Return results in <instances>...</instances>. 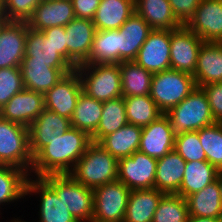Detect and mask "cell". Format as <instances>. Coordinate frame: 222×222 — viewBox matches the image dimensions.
Instances as JSON below:
<instances>
[{
	"label": "cell",
	"instance_id": "cell-24",
	"mask_svg": "<svg viewBox=\"0 0 222 222\" xmlns=\"http://www.w3.org/2000/svg\"><path fill=\"white\" fill-rule=\"evenodd\" d=\"M22 61L45 62L46 66L57 69H75L46 39L42 31L27 25L25 56Z\"/></svg>",
	"mask_w": 222,
	"mask_h": 222
},
{
	"label": "cell",
	"instance_id": "cell-35",
	"mask_svg": "<svg viewBox=\"0 0 222 222\" xmlns=\"http://www.w3.org/2000/svg\"><path fill=\"white\" fill-rule=\"evenodd\" d=\"M30 175L23 169L0 165V206L10 204L26 195V184Z\"/></svg>",
	"mask_w": 222,
	"mask_h": 222
},
{
	"label": "cell",
	"instance_id": "cell-26",
	"mask_svg": "<svg viewBox=\"0 0 222 222\" xmlns=\"http://www.w3.org/2000/svg\"><path fill=\"white\" fill-rule=\"evenodd\" d=\"M135 13L141 16L152 30H173L182 24L173 15L168 0H134Z\"/></svg>",
	"mask_w": 222,
	"mask_h": 222
},
{
	"label": "cell",
	"instance_id": "cell-40",
	"mask_svg": "<svg viewBox=\"0 0 222 222\" xmlns=\"http://www.w3.org/2000/svg\"><path fill=\"white\" fill-rule=\"evenodd\" d=\"M174 150L186 161H206L198 131L175 134Z\"/></svg>",
	"mask_w": 222,
	"mask_h": 222
},
{
	"label": "cell",
	"instance_id": "cell-45",
	"mask_svg": "<svg viewBox=\"0 0 222 222\" xmlns=\"http://www.w3.org/2000/svg\"><path fill=\"white\" fill-rule=\"evenodd\" d=\"M48 42L66 59L65 27H50L42 31Z\"/></svg>",
	"mask_w": 222,
	"mask_h": 222
},
{
	"label": "cell",
	"instance_id": "cell-43",
	"mask_svg": "<svg viewBox=\"0 0 222 222\" xmlns=\"http://www.w3.org/2000/svg\"><path fill=\"white\" fill-rule=\"evenodd\" d=\"M208 100L212 116L216 122H222V82L202 86Z\"/></svg>",
	"mask_w": 222,
	"mask_h": 222
},
{
	"label": "cell",
	"instance_id": "cell-6",
	"mask_svg": "<svg viewBox=\"0 0 222 222\" xmlns=\"http://www.w3.org/2000/svg\"><path fill=\"white\" fill-rule=\"evenodd\" d=\"M195 87L192 74L168 69L153 74L149 96L165 114L184 100Z\"/></svg>",
	"mask_w": 222,
	"mask_h": 222
},
{
	"label": "cell",
	"instance_id": "cell-18",
	"mask_svg": "<svg viewBox=\"0 0 222 222\" xmlns=\"http://www.w3.org/2000/svg\"><path fill=\"white\" fill-rule=\"evenodd\" d=\"M175 132L169 118L163 114L148 126L142 127L138 151L155 159L174 150Z\"/></svg>",
	"mask_w": 222,
	"mask_h": 222
},
{
	"label": "cell",
	"instance_id": "cell-20",
	"mask_svg": "<svg viewBox=\"0 0 222 222\" xmlns=\"http://www.w3.org/2000/svg\"><path fill=\"white\" fill-rule=\"evenodd\" d=\"M76 18L71 0L41 1L27 20L29 28L43 31L50 27L66 26Z\"/></svg>",
	"mask_w": 222,
	"mask_h": 222
},
{
	"label": "cell",
	"instance_id": "cell-31",
	"mask_svg": "<svg viewBox=\"0 0 222 222\" xmlns=\"http://www.w3.org/2000/svg\"><path fill=\"white\" fill-rule=\"evenodd\" d=\"M119 64V30H97L87 60L80 65Z\"/></svg>",
	"mask_w": 222,
	"mask_h": 222
},
{
	"label": "cell",
	"instance_id": "cell-34",
	"mask_svg": "<svg viewBox=\"0 0 222 222\" xmlns=\"http://www.w3.org/2000/svg\"><path fill=\"white\" fill-rule=\"evenodd\" d=\"M119 66L123 97L150 94L152 73L135 61H123Z\"/></svg>",
	"mask_w": 222,
	"mask_h": 222
},
{
	"label": "cell",
	"instance_id": "cell-16",
	"mask_svg": "<svg viewBox=\"0 0 222 222\" xmlns=\"http://www.w3.org/2000/svg\"><path fill=\"white\" fill-rule=\"evenodd\" d=\"M28 177L26 195L40 197L39 222H78L68 211V206L59 200L56 192L41 178Z\"/></svg>",
	"mask_w": 222,
	"mask_h": 222
},
{
	"label": "cell",
	"instance_id": "cell-46",
	"mask_svg": "<svg viewBox=\"0 0 222 222\" xmlns=\"http://www.w3.org/2000/svg\"><path fill=\"white\" fill-rule=\"evenodd\" d=\"M76 18L92 20L101 0H71Z\"/></svg>",
	"mask_w": 222,
	"mask_h": 222
},
{
	"label": "cell",
	"instance_id": "cell-42",
	"mask_svg": "<svg viewBox=\"0 0 222 222\" xmlns=\"http://www.w3.org/2000/svg\"><path fill=\"white\" fill-rule=\"evenodd\" d=\"M41 1L42 0H2L3 14L8 21L27 22Z\"/></svg>",
	"mask_w": 222,
	"mask_h": 222
},
{
	"label": "cell",
	"instance_id": "cell-51",
	"mask_svg": "<svg viewBox=\"0 0 222 222\" xmlns=\"http://www.w3.org/2000/svg\"><path fill=\"white\" fill-rule=\"evenodd\" d=\"M12 222H26V221H22V220H20L19 218H17V219H13V220H11Z\"/></svg>",
	"mask_w": 222,
	"mask_h": 222
},
{
	"label": "cell",
	"instance_id": "cell-36",
	"mask_svg": "<svg viewBox=\"0 0 222 222\" xmlns=\"http://www.w3.org/2000/svg\"><path fill=\"white\" fill-rule=\"evenodd\" d=\"M123 99L130 124L145 127L164 114L149 95L125 96Z\"/></svg>",
	"mask_w": 222,
	"mask_h": 222
},
{
	"label": "cell",
	"instance_id": "cell-30",
	"mask_svg": "<svg viewBox=\"0 0 222 222\" xmlns=\"http://www.w3.org/2000/svg\"><path fill=\"white\" fill-rule=\"evenodd\" d=\"M186 200L189 216L222 219V199L217 179Z\"/></svg>",
	"mask_w": 222,
	"mask_h": 222
},
{
	"label": "cell",
	"instance_id": "cell-22",
	"mask_svg": "<svg viewBox=\"0 0 222 222\" xmlns=\"http://www.w3.org/2000/svg\"><path fill=\"white\" fill-rule=\"evenodd\" d=\"M25 89L45 94L74 69H57L45 62L22 61L20 65Z\"/></svg>",
	"mask_w": 222,
	"mask_h": 222
},
{
	"label": "cell",
	"instance_id": "cell-8",
	"mask_svg": "<svg viewBox=\"0 0 222 222\" xmlns=\"http://www.w3.org/2000/svg\"><path fill=\"white\" fill-rule=\"evenodd\" d=\"M130 189L116 180L93 189L92 220L100 222H123Z\"/></svg>",
	"mask_w": 222,
	"mask_h": 222
},
{
	"label": "cell",
	"instance_id": "cell-14",
	"mask_svg": "<svg viewBox=\"0 0 222 222\" xmlns=\"http://www.w3.org/2000/svg\"><path fill=\"white\" fill-rule=\"evenodd\" d=\"M185 25L204 42H222V0H201Z\"/></svg>",
	"mask_w": 222,
	"mask_h": 222
},
{
	"label": "cell",
	"instance_id": "cell-23",
	"mask_svg": "<svg viewBox=\"0 0 222 222\" xmlns=\"http://www.w3.org/2000/svg\"><path fill=\"white\" fill-rule=\"evenodd\" d=\"M197 87L222 82V42H204L193 74Z\"/></svg>",
	"mask_w": 222,
	"mask_h": 222
},
{
	"label": "cell",
	"instance_id": "cell-29",
	"mask_svg": "<svg viewBox=\"0 0 222 222\" xmlns=\"http://www.w3.org/2000/svg\"><path fill=\"white\" fill-rule=\"evenodd\" d=\"M164 195L155 188L131 190L123 222H152Z\"/></svg>",
	"mask_w": 222,
	"mask_h": 222
},
{
	"label": "cell",
	"instance_id": "cell-37",
	"mask_svg": "<svg viewBox=\"0 0 222 222\" xmlns=\"http://www.w3.org/2000/svg\"><path fill=\"white\" fill-rule=\"evenodd\" d=\"M126 107L123 97L103 102L102 116L95 133L91 136L94 143H98L106 135L116 132L126 125Z\"/></svg>",
	"mask_w": 222,
	"mask_h": 222
},
{
	"label": "cell",
	"instance_id": "cell-28",
	"mask_svg": "<svg viewBox=\"0 0 222 222\" xmlns=\"http://www.w3.org/2000/svg\"><path fill=\"white\" fill-rule=\"evenodd\" d=\"M141 134L142 127L127 123L116 132L103 137L98 144L120 160L138 151Z\"/></svg>",
	"mask_w": 222,
	"mask_h": 222
},
{
	"label": "cell",
	"instance_id": "cell-44",
	"mask_svg": "<svg viewBox=\"0 0 222 222\" xmlns=\"http://www.w3.org/2000/svg\"><path fill=\"white\" fill-rule=\"evenodd\" d=\"M173 11V15L185 25L193 16L201 0H168Z\"/></svg>",
	"mask_w": 222,
	"mask_h": 222
},
{
	"label": "cell",
	"instance_id": "cell-13",
	"mask_svg": "<svg viewBox=\"0 0 222 222\" xmlns=\"http://www.w3.org/2000/svg\"><path fill=\"white\" fill-rule=\"evenodd\" d=\"M44 109V94L24 88L0 108V117L28 128Z\"/></svg>",
	"mask_w": 222,
	"mask_h": 222
},
{
	"label": "cell",
	"instance_id": "cell-39",
	"mask_svg": "<svg viewBox=\"0 0 222 222\" xmlns=\"http://www.w3.org/2000/svg\"><path fill=\"white\" fill-rule=\"evenodd\" d=\"M198 137L206 155V161L222 171V122L198 130Z\"/></svg>",
	"mask_w": 222,
	"mask_h": 222
},
{
	"label": "cell",
	"instance_id": "cell-38",
	"mask_svg": "<svg viewBox=\"0 0 222 222\" xmlns=\"http://www.w3.org/2000/svg\"><path fill=\"white\" fill-rule=\"evenodd\" d=\"M187 200L176 194H165L158 203L152 222H188Z\"/></svg>",
	"mask_w": 222,
	"mask_h": 222
},
{
	"label": "cell",
	"instance_id": "cell-49",
	"mask_svg": "<svg viewBox=\"0 0 222 222\" xmlns=\"http://www.w3.org/2000/svg\"><path fill=\"white\" fill-rule=\"evenodd\" d=\"M0 19H7L6 16L3 14L2 0H0Z\"/></svg>",
	"mask_w": 222,
	"mask_h": 222
},
{
	"label": "cell",
	"instance_id": "cell-27",
	"mask_svg": "<svg viewBox=\"0 0 222 222\" xmlns=\"http://www.w3.org/2000/svg\"><path fill=\"white\" fill-rule=\"evenodd\" d=\"M134 12V0H101L92 22L96 30H115Z\"/></svg>",
	"mask_w": 222,
	"mask_h": 222
},
{
	"label": "cell",
	"instance_id": "cell-3",
	"mask_svg": "<svg viewBox=\"0 0 222 222\" xmlns=\"http://www.w3.org/2000/svg\"><path fill=\"white\" fill-rule=\"evenodd\" d=\"M165 115L169 118L175 134L198 131L216 123L205 91L202 87L197 86L177 106L168 110Z\"/></svg>",
	"mask_w": 222,
	"mask_h": 222
},
{
	"label": "cell",
	"instance_id": "cell-5",
	"mask_svg": "<svg viewBox=\"0 0 222 222\" xmlns=\"http://www.w3.org/2000/svg\"><path fill=\"white\" fill-rule=\"evenodd\" d=\"M68 206L78 222H89L93 216V189L75 181L69 174H49L41 177Z\"/></svg>",
	"mask_w": 222,
	"mask_h": 222
},
{
	"label": "cell",
	"instance_id": "cell-41",
	"mask_svg": "<svg viewBox=\"0 0 222 222\" xmlns=\"http://www.w3.org/2000/svg\"><path fill=\"white\" fill-rule=\"evenodd\" d=\"M24 83L20 67L0 69V108H2L12 96L24 89Z\"/></svg>",
	"mask_w": 222,
	"mask_h": 222
},
{
	"label": "cell",
	"instance_id": "cell-15",
	"mask_svg": "<svg viewBox=\"0 0 222 222\" xmlns=\"http://www.w3.org/2000/svg\"><path fill=\"white\" fill-rule=\"evenodd\" d=\"M96 31L90 19L74 18L65 26L66 60L74 68L87 60Z\"/></svg>",
	"mask_w": 222,
	"mask_h": 222
},
{
	"label": "cell",
	"instance_id": "cell-7",
	"mask_svg": "<svg viewBox=\"0 0 222 222\" xmlns=\"http://www.w3.org/2000/svg\"><path fill=\"white\" fill-rule=\"evenodd\" d=\"M32 164L28 128L0 117V165L21 168L30 175Z\"/></svg>",
	"mask_w": 222,
	"mask_h": 222
},
{
	"label": "cell",
	"instance_id": "cell-10",
	"mask_svg": "<svg viewBox=\"0 0 222 222\" xmlns=\"http://www.w3.org/2000/svg\"><path fill=\"white\" fill-rule=\"evenodd\" d=\"M204 41L186 25L171 30V69L194 74L198 53Z\"/></svg>",
	"mask_w": 222,
	"mask_h": 222
},
{
	"label": "cell",
	"instance_id": "cell-21",
	"mask_svg": "<svg viewBox=\"0 0 222 222\" xmlns=\"http://www.w3.org/2000/svg\"><path fill=\"white\" fill-rule=\"evenodd\" d=\"M118 30L119 64L123 61H134L152 29L134 12Z\"/></svg>",
	"mask_w": 222,
	"mask_h": 222
},
{
	"label": "cell",
	"instance_id": "cell-17",
	"mask_svg": "<svg viewBox=\"0 0 222 222\" xmlns=\"http://www.w3.org/2000/svg\"><path fill=\"white\" fill-rule=\"evenodd\" d=\"M71 128L70 119L44 109L28 127L29 146L33 158L57 136Z\"/></svg>",
	"mask_w": 222,
	"mask_h": 222
},
{
	"label": "cell",
	"instance_id": "cell-12",
	"mask_svg": "<svg viewBox=\"0 0 222 222\" xmlns=\"http://www.w3.org/2000/svg\"><path fill=\"white\" fill-rule=\"evenodd\" d=\"M81 92V80L74 69L44 94L45 108L71 120Z\"/></svg>",
	"mask_w": 222,
	"mask_h": 222
},
{
	"label": "cell",
	"instance_id": "cell-50",
	"mask_svg": "<svg viewBox=\"0 0 222 222\" xmlns=\"http://www.w3.org/2000/svg\"><path fill=\"white\" fill-rule=\"evenodd\" d=\"M7 21H8V19H0V31Z\"/></svg>",
	"mask_w": 222,
	"mask_h": 222
},
{
	"label": "cell",
	"instance_id": "cell-47",
	"mask_svg": "<svg viewBox=\"0 0 222 222\" xmlns=\"http://www.w3.org/2000/svg\"><path fill=\"white\" fill-rule=\"evenodd\" d=\"M188 222H222V219L189 216Z\"/></svg>",
	"mask_w": 222,
	"mask_h": 222
},
{
	"label": "cell",
	"instance_id": "cell-4",
	"mask_svg": "<svg viewBox=\"0 0 222 222\" xmlns=\"http://www.w3.org/2000/svg\"><path fill=\"white\" fill-rule=\"evenodd\" d=\"M75 70L88 96L101 102L123 97L119 64L79 65Z\"/></svg>",
	"mask_w": 222,
	"mask_h": 222
},
{
	"label": "cell",
	"instance_id": "cell-25",
	"mask_svg": "<svg viewBox=\"0 0 222 222\" xmlns=\"http://www.w3.org/2000/svg\"><path fill=\"white\" fill-rule=\"evenodd\" d=\"M185 168L186 161L175 150L157 159L154 188L164 194H177Z\"/></svg>",
	"mask_w": 222,
	"mask_h": 222
},
{
	"label": "cell",
	"instance_id": "cell-48",
	"mask_svg": "<svg viewBox=\"0 0 222 222\" xmlns=\"http://www.w3.org/2000/svg\"><path fill=\"white\" fill-rule=\"evenodd\" d=\"M217 181L219 183L220 195H221V199H222V171H219V173L217 175Z\"/></svg>",
	"mask_w": 222,
	"mask_h": 222
},
{
	"label": "cell",
	"instance_id": "cell-9",
	"mask_svg": "<svg viewBox=\"0 0 222 222\" xmlns=\"http://www.w3.org/2000/svg\"><path fill=\"white\" fill-rule=\"evenodd\" d=\"M157 159L140 151L118 160L117 180L130 190L153 189Z\"/></svg>",
	"mask_w": 222,
	"mask_h": 222
},
{
	"label": "cell",
	"instance_id": "cell-19",
	"mask_svg": "<svg viewBox=\"0 0 222 222\" xmlns=\"http://www.w3.org/2000/svg\"><path fill=\"white\" fill-rule=\"evenodd\" d=\"M27 22L7 21L0 31V69L20 67L25 56Z\"/></svg>",
	"mask_w": 222,
	"mask_h": 222
},
{
	"label": "cell",
	"instance_id": "cell-2",
	"mask_svg": "<svg viewBox=\"0 0 222 222\" xmlns=\"http://www.w3.org/2000/svg\"><path fill=\"white\" fill-rule=\"evenodd\" d=\"M68 174L75 181L94 189L117 180L118 160L101 145L92 142Z\"/></svg>",
	"mask_w": 222,
	"mask_h": 222
},
{
	"label": "cell",
	"instance_id": "cell-1",
	"mask_svg": "<svg viewBox=\"0 0 222 222\" xmlns=\"http://www.w3.org/2000/svg\"><path fill=\"white\" fill-rule=\"evenodd\" d=\"M92 143L84 131L71 127L50 141L34 158L30 171L36 177L68 174Z\"/></svg>",
	"mask_w": 222,
	"mask_h": 222
},
{
	"label": "cell",
	"instance_id": "cell-11",
	"mask_svg": "<svg viewBox=\"0 0 222 222\" xmlns=\"http://www.w3.org/2000/svg\"><path fill=\"white\" fill-rule=\"evenodd\" d=\"M171 30H152L134 60L152 74L171 69Z\"/></svg>",
	"mask_w": 222,
	"mask_h": 222
},
{
	"label": "cell",
	"instance_id": "cell-33",
	"mask_svg": "<svg viewBox=\"0 0 222 222\" xmlns=\"http://www.w3.org/2000/svg\"><path fill=\"white\" fill-rule=\"evenodd\" d=\"M102 109L103 102L82 91L70 120L71 127L84 131L91 137L100 123Z\"/></svg>",
	"mask_w": 222,
	"mask_h": 222
},
{
	"label": "cell",
	"instance_id": "cell-32",
	"mask_svg": "<svg viewBox=\"0 0 222 222\" xmlns=\"http://www.w3.org/2000/svg\"><path fill=\"white\" fill-rule=\"evenodd\" d=\"M219 171L208 161L186 162L184 177L176 195L187 198L217 179Z\"/></svg>",
	"mask_w": 222,
	"mask_h": 222
}]
</instances>
